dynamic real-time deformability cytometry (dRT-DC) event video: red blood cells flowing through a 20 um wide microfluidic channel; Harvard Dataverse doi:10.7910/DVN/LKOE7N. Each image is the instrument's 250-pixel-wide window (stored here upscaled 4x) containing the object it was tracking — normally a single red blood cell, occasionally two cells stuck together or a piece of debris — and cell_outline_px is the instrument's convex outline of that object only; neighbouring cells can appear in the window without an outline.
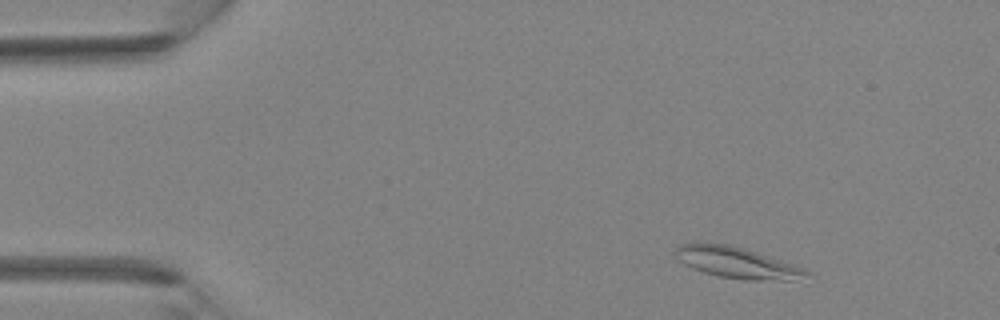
{"species": "Egyptian fruit bat (a non-hibernating species)", "species_latin": "Rousettus aegyptiacus", "temperature_condition": "room temperature", "stored_images_in_passage": 3, "camera_frame_rate_fps": 3000, "um_per_image_px": 0.085, "animal": {"sex": "female"}, "frame": {"image": 1, "passage_image": 1, "time_ms": 0.0, "image_size_px": [1000, 320], "cell_outline_px": [[812, 272], [792, 280], [748, 280], [720, 276], [704, 272], [692, 268], [680, 260], [676, 256], [676, 248], [680, 244], [728, 244], [744, 248], [804, 268]], "centroid_in_image_um": [62.65, 22.33], "position_along_channel_um": 22.4, "area_um2": 22.95}}